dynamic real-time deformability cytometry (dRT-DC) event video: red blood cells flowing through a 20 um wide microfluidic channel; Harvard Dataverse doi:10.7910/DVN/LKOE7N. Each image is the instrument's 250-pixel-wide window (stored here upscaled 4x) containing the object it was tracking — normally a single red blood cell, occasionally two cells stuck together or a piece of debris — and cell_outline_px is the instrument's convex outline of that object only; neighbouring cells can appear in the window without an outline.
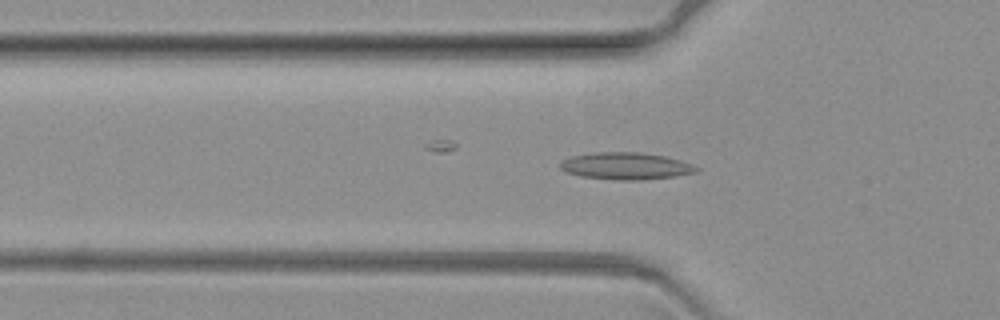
{"species": "common noctule bat (a hibernating species)", "species_latin": "Nyctalus noctula", "temperature_condition": "warm", "stored_images_in_passage": 56, "camera_frame_rate_fps": 3000, "um_per_image_px": 0.085, "animal": {"sex": "female", "body_mass_g": 19.3, "forearm_length_mm": 54.1}, "frame": {"image": 1, "passage_image": 21, "time_ms": 6.667, "image_size_px": [1000, 320], "cell_outline_px": [[700, 168], [696, 172], [676, 176], [644, 180], [616, 180], [580, 176], [564, 172], [560, 168], [560, 164], [564, 160], [572, 156], [596, 152], [640, 152], [664, 156], [680, 160], [692, 164]], "centroid_in_image_um": [53.2, 14.12], "position_along_channel_um": 72.6, "area_um2": 21.5}}
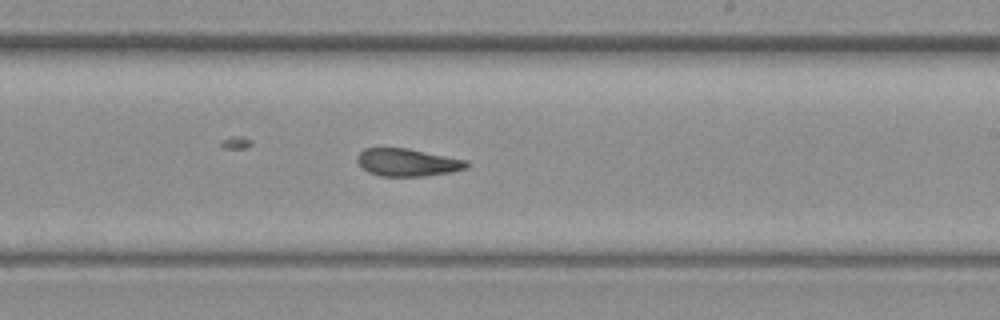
{"frame": {"image": 2, "passage_image": 39, "time_ms": 12.667, "image_size_px": [1000, 320], "cell_outline_px": [[468, 168], [452, 172], [424, 176], [380, 176], [368, 172], [356, 160], [360, 152], [364, 148], [408, 148], [468, 160]], "centroid_in_image_um": [34.67, 13.8], "position_along_channel_um": 254.3, "area_um2": 17.63}}
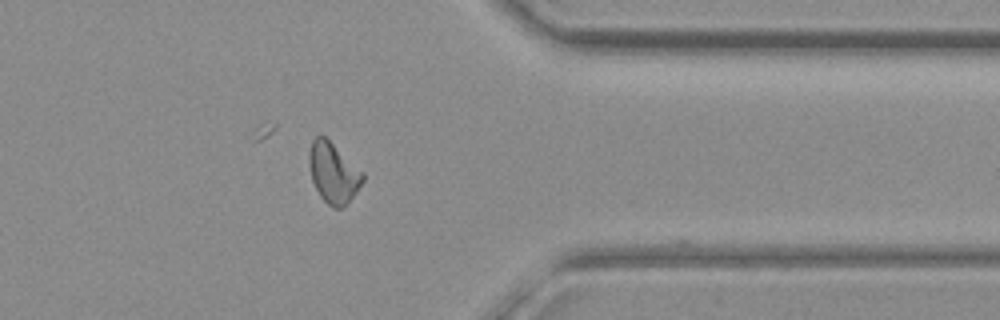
{"frame": {"image": 3, "passage_image": 53, "time_ms": 17.333, "image_size_px": [1000, 320], "cell_outline_px": [[364, 180], [352, 196], [340, 208], [332, 208], [320, 196], [312, 180], [308, 164], [308, 156], [312, 140], [316, 136], [324, 136], [364, 172]], "centroid_in_image_um": [28.31, 14.67], "position_along_channel_um": 383.1, "area_um2": 18.55}}